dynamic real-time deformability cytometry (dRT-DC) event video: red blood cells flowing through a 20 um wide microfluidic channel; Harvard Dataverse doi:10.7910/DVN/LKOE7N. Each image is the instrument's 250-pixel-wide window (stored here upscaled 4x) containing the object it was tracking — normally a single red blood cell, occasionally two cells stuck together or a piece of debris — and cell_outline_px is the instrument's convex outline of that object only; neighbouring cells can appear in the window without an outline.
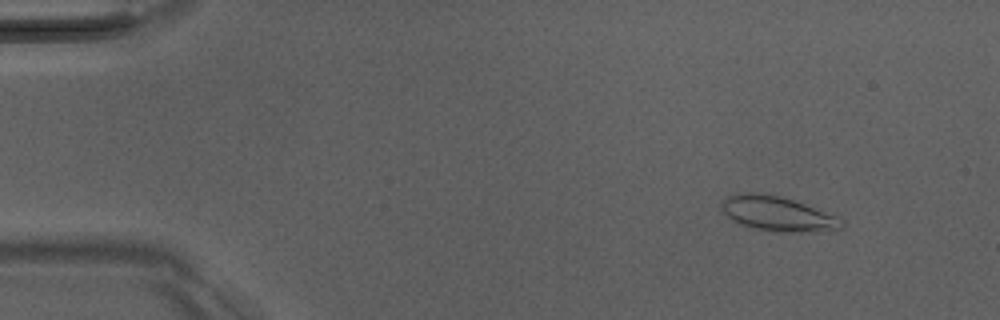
{"species": "Egyptian fruit bat (a non-hibernating species)", "species_latin": "Rousettus aegyptiacus", "temperature_condition": "room temperature", "stored_images_in_passage": 37, "camera_frame_rate_fps": 3000, "um_per_image_px": 0.085, "animal": {"sex": "male"}, "frame": {"image": 1, "passage_image": 6, "time_ms": 1.667, "image_size_px": [1000, 320], "cell_outline_px": [[844, 228], [816, 232], [776, 232], [752, 228], [740, 224], [732, 220], [720, 208], [720, 204], [728, 196], [748, 192], [756, 192], [776, 196], [792, 200], [804, 204], [836, 216], [844, 220]], "centroid_in_image_um": [66.1, 18.19], "position_along_channel_um": 18.9, "area_um2": 24.16}}
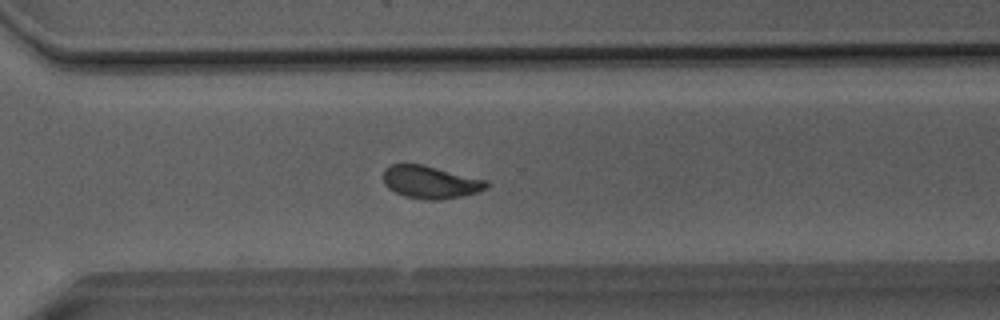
{"frame": {"image": 2, "passage_image": 37, "time_ms": 12.0, "image_size_px": [1000, 320], "cell_outline_px": [[488, 188], [464, 196], [440, 200], [428, 200], [404, 196], [388, 188], [384, 184], [384, 168], [392, 164], [424, 164], [488, 180]], "centroid_in_image_um": [36.61, 15.48], "position_along_channel_um": 334.0, "area_um2": 19.83}}